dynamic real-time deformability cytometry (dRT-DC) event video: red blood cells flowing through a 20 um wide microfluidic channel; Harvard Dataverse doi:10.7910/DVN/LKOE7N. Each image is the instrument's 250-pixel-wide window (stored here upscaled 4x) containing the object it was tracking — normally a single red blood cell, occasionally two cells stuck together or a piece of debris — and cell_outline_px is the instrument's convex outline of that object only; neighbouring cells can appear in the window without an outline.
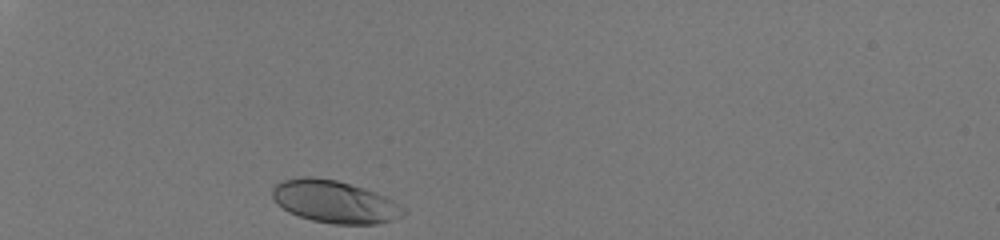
{"species": "human", "species_latin": "Homo sapiens", "temperature_condition": "room temperature", "stored_images_in_passage": 30, "camera_frame_rate_fps": 3000, "um_per_image_px": 0.085, "donor": {"sex": "male"}, "frame": {"image": 1, "passage_image": 1, "time_ms": 0.0, "image_size_px": [1000, 240], "cell_outline_px": [[408, 212], [404, 216], [376, 224], [332, 224], [312, 220], [288, 212], [276, 204], [272, 196], [272, 188], [276, 184], [284, 180], [300, 176], [312, 176], [336, 180], [364, 188], [376, 192], [392, 200], [404, 208]], "centroid_in_image_um": [28.42, 17.14], "position_along_channel_um": 56.6, "area_um2": 32.54}}
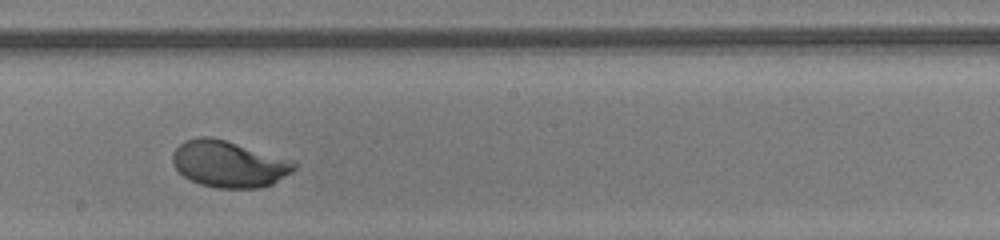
{"frame": {"image": 2, "passage_image": 17, "time_ms": 5.333, "image_size_px": [1000, 240], "cell_outline_px": [[296, 168], [292, 172], [272, 184], [260, 188], [216, 188], [200, 184], [184, 176], [172, 164], [172, 152], [184, 140], [196, 136], [212, 136], [292, 160], [296, 164]], "centroid_in_image_um": [19.43, 13.93], "position_along_channel_um": 228.8, "area_um2": 33.0}}
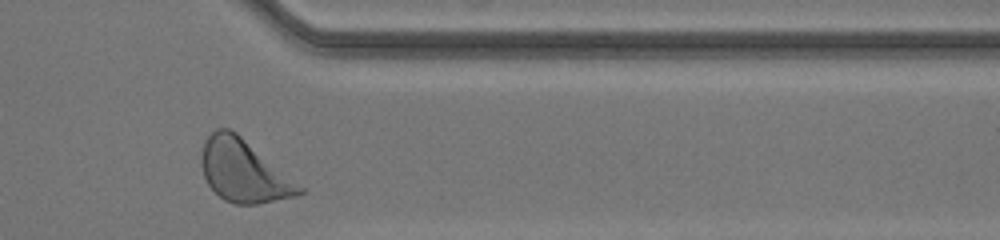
{"frame": {"image": 3, "passage_image": 29, "time_ms": 9.333, "image_size_px": [1000, 240], "cell_outline_px": [[304, 192], [296, 196], [256, 204], [236, 204], [224, 200], [208, 184], [204, 176], [200, 164], [200, 156], [204, 140], [216, 128], [228, 128], [236, 132], [304, 188]], "centroid_in_image_um": [20.67, 14.52], "position_along_channel_um": 390.7, "area_um2": 35.2}, "authors_computed_cell_mechanics": {"area_um2": 32.3102, "velocity_mm_per_s": 4.0565, "shape_relaxation_time_tau1_ms": 1.9684, "shape_relaxation_time_tau2_ms": null, "deformation_change_tau1": 0.1495, "deformation_change_tau2": null}}